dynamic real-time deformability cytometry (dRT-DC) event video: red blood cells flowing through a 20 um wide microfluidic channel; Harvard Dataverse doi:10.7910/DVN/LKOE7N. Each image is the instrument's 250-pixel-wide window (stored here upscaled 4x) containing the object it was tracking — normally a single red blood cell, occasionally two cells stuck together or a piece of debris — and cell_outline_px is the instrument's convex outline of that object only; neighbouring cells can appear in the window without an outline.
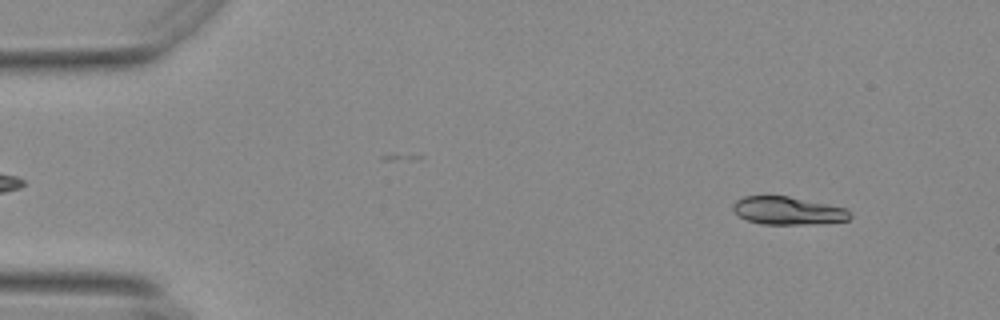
{"species": "Egyptian fruit bat (a non-hibernating species)", "species_latin": "Rousettus aegyptiacus", "temperature_condition": "warm", "stored_images_in_passage": 54, "camera_frame_rate_fps": 3000, "um_per_image_px": 0.085, "animal": {"sex": "female"}, "frame": {"image": 1, "passage_image": 5, "time_ms": 1.333, "image_size_px": [1000, 320], "cell_outline_px": [[852, 216], [848, 220], [804, 224], [760, 224], [748, 220], [740, 216], [732, 208], [732, 204], [736, 200], [744, 196], [788, 196], [848, 208]], "centroid_in_image_um": [66.97, 17.9], "position_along_channel_um": 18.0, "area_um2": 18.9}}
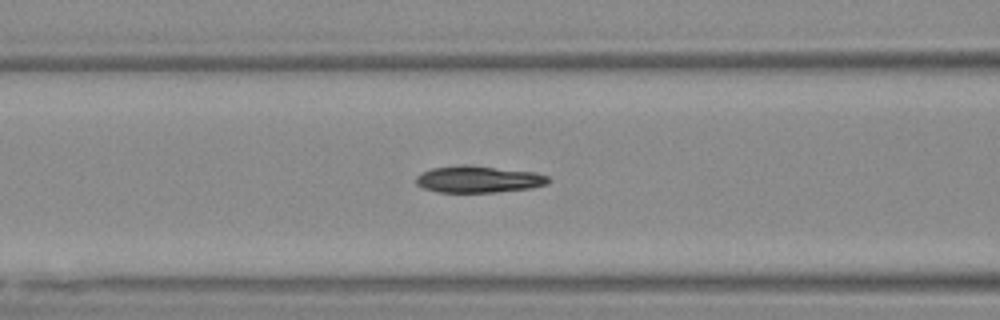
{"frame": {"image": 2, "passage_image": 22, "time_ms": 7.0, "image_size_px": [1000, 320], "cell_outline_px": [[552, 180], [548, 184], [532, 188], [496, 192], [440, 192], [424, 188], [416, 184], [416, 176], [432, 168], [460, 164], [468, 164], [536, 172], [548, 176]], "centroid_in_image_um": [40.72, 15.23], "position_along_channel_um": 125.9, "area_um2": 20.87}}
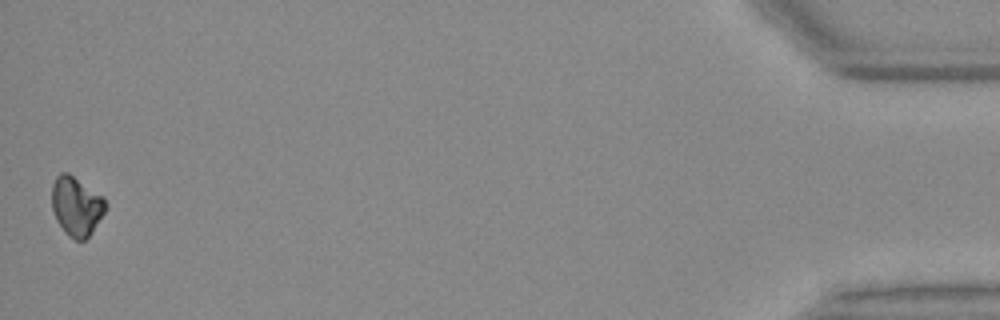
{"frame": {"image": 3, "passage_image": 54, "time_ms": 17.667, "image_size_px": [1000, 320], "cell_outline_px": [[108, 208], [92, 232], [84, 240], [76, 240], [68, 236], [64, 232], [56, 220], [52, 208], [52, 184], [56, 176], [60, 172], [68, 172], [104, 196], [108, 204]], "centroid_in_image_um": [6.51, 17.51], "position_along_channel_um": 428.7, "area_um2": 18.9}, "authors_computed_cell_mechanics": {"area_um2": 19.8832, "velocity_mm_per_s": 3.7146, "shape_relaxation_time_tau1_ms": 7.7074, "shape_relaxation_time_tau2_ms": null, "deformation_change_tau1": 0.1349, "deformation_change_tau2": null}}